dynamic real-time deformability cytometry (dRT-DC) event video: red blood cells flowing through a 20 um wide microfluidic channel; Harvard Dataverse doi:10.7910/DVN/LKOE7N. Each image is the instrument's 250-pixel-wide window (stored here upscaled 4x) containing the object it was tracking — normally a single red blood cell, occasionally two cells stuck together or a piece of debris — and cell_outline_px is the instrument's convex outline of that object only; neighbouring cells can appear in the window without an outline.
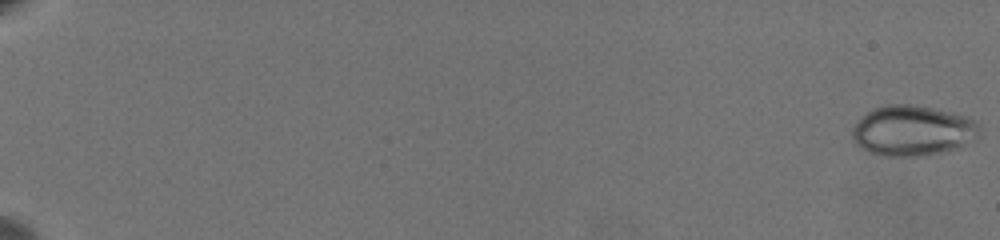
{"species": "common noctule bat (a hibernating species)", "species_latin": "Nyctalus noctula", "temperature_condition": "warm", "stored_images_in_passage": 63, "camera_frame_rate_fps": 3000, "um_per_image_px": 0.085, "animal": {"sex": "female", "body_mass_g": 19.5, "forearm_length_mm": 54.1}, "frame": {"image": 1, "passage_image": 1, "time_ms": 0.0, "image_size_px": [1000, 240], "cell_outline_px": [[980, 136], [976, 140], [960, 148], [948, 152], [924, 156], [880, 156], [868, 152], [860, 148], [852, 140], [852, 128], [856, 120], [868, 112], [876, 108], [888, 104], [912, 104], [932, 108], [968, 116], [980, 124]], "centroid_in_image_um": [77.61, 11.13], "position_along_channel_um": 7.4, "area_um2": 38.21}}
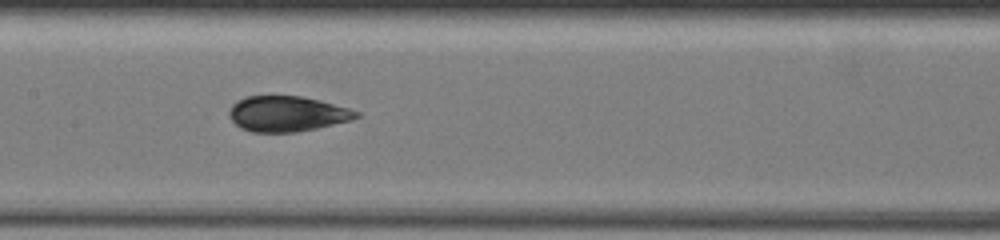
{"frame": {"image": 2, "passage_image": 36, "time_ms": 11.667, "image_size_px": [1000, 240], "cell_outline_px": [[360, 116], [352, 120], [316, 128], [296, 132], [252, 132], [240, 128], [232, 120], [228, 112], [232, 104], [236, 100], [248, 96], [300, 96], [320, 100], [348, 108], [360, 112]], "centroid_in_image_um": [24.39, 9.67], "position_along_channel_um": 183.0, "area_um2": 26.24}}
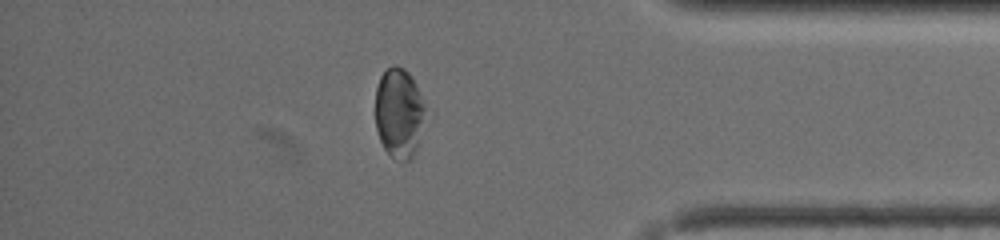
{"frame": {"image": 3, "passage_image": 56, "time_ms": 18.333, "image_size_px": [1000, 240], "cell_outline_px": [[424, 108], [416, 148], [412, 160], [404, 160], [392, 156], [384, 148], [380, 140], [376, 128], [376, 88], [380, 76], [388, 68], [396, 64], [404, 68], [412, 76], [424, 104]], "centroid_in_image_um": [33.88, 9.56], "position_along_channel_um": 401.3, "area_um2": 25.49}, "authors_computed_cell_mechanics": {"area_um2": 28.1486, "velocity_mm_per_s": 3.5549, "shape_relaxation_time_tau1_ms": 5.5568, "shape_relaxation_time_tau2_ms": 0.7733, "deformation_change_tau1": 0.165, "deformation_change_tau2": 0.0613}}